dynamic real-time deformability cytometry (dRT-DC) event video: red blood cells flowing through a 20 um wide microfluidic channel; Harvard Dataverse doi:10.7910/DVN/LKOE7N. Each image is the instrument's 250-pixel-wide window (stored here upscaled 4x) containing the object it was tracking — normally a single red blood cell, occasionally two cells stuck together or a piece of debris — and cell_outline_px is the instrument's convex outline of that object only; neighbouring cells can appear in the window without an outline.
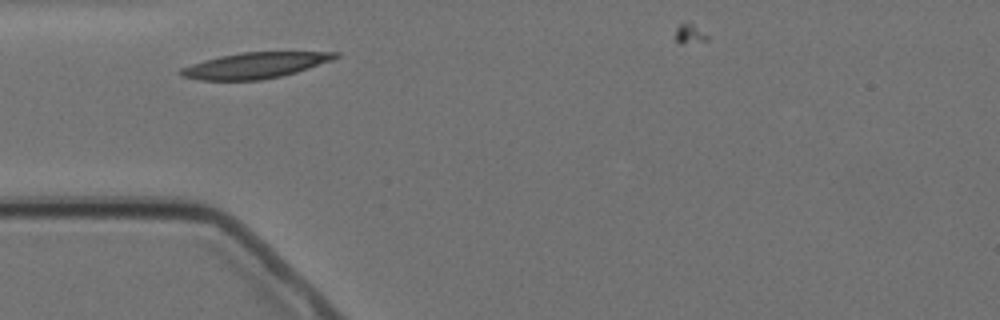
{"species": "Egyptian fruit bat (a non-hibernating species)", "species_latin": "Rousettus aegyptiacus", "temperature_condition": "cold", "stored_images_in_passage": 1, "camera_frame_rate_fps": 3000, "um_per_image_px": 0.085, "animal": {"sex": "female"}, "frame": {"image": 1, "passage_image": 1, "time_ms": 0.0, "image_size_px": [1000, 320], "cell_outline_px": [[340, 56], [332, 60], [296, 72], [280, 76], [260, 80], [200, 80], [180, 76], [176, 72], [180, 68], [204, 60], [220, 56], [240, 52], [340, 52]], "centroid_in_image_um": [21.64, 5.56], "position_along_channel_um": 63.4, "area_um2": 23.24}}